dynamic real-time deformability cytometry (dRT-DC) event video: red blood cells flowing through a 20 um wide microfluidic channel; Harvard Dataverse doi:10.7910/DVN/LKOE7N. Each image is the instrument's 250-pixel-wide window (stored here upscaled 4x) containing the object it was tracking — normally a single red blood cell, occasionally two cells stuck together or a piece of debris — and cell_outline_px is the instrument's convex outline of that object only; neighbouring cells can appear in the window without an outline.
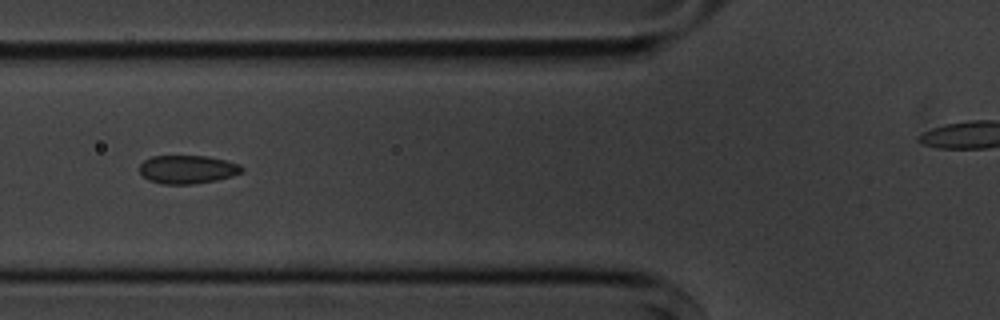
{"species": "common noctule bat (a hibernating species)", "species_latin": "Nyctalus noctula", "temperature_condition": "cold", "stored_images_in_passage": 7, "segment_of_instrument_passage": [1, 2], "camera_frame_rate_fps": 3000, "um_per_image_px": 0.085, "animal": {"sex": "male", "body_mass_g": 20.1, "forearm_length_mm": 53.5}, "frame": {"image": 1, "passage_image": 5, "time_ms": 4.667, "image_size_px": [1000, 320], "cell_outline_px": [[244, 172], [232, 176], [216, 180], [192, 184], [164, 184], [148, 180], [140, 172], [140, 164], [144, 160], [152, 156], [208, 156], [240, 164], [244, 168]], "centroid_in_image_um": [15.96, 14.4], "position_along_channel_um": 109.8, "area_um2": 16.94}}
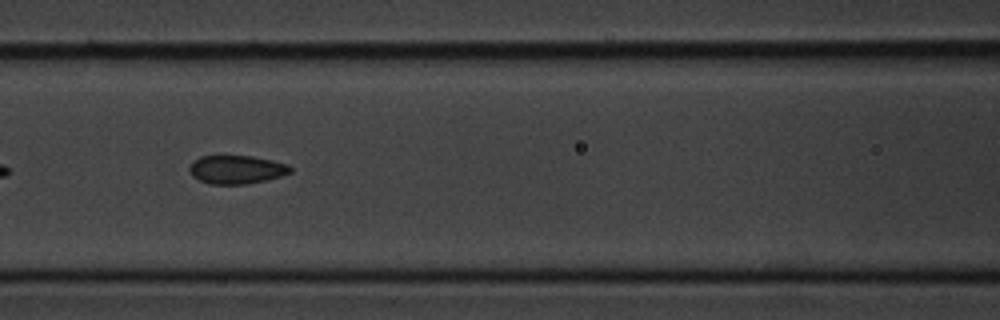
{"frame": {"image": 2, "passage_image": 6, "time_ms": 5.667, "image_size_px": [1000, 320], "cell_outline_px": [[292, 172], [268, 180], [248, 184], [208, 184], [192, 176], [188, 168], [192, 160], [200, 156], [252, 156], [272, 160], [288, 164], [292, 168]], "centroid_in_image_um": [20.1, 14.41], "position_along_channel_um": 146.5, "area_um2": 16.94}}